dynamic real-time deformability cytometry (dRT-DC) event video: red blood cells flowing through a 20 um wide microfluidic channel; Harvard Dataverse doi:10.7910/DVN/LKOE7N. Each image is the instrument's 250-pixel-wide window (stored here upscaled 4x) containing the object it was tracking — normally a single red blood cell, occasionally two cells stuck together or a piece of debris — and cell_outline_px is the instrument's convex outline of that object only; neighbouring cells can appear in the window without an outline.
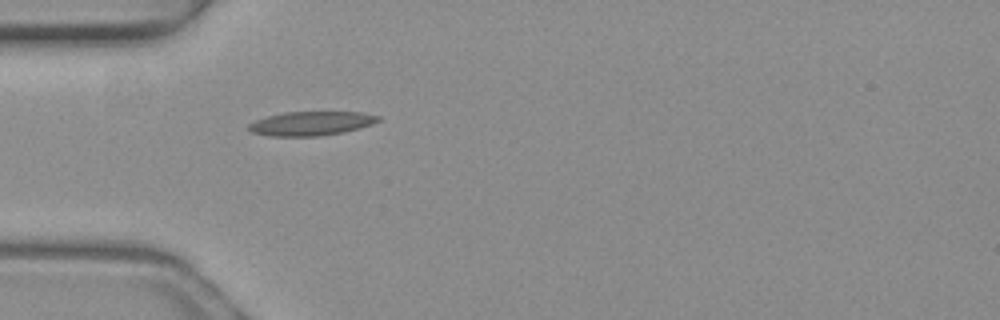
{"species": "common noctule bat (a hibernating species)", "species_latin": "Nyctalus noctula", "temperature_condition": "warm", "stored_images_in_passage": 11, "camera_frame_rate_fps": 3000, "um_per_image_px": 0.085, "animal": {"sex": "female", "body_mass_g": 19.3, "forearm_length_mm": 54.1}, "frame": {"image": 1, "passage_image": 1, "time_ms": 0.0, "image_size_px": [1000, 320], "cell_outline_px": [[380, 120], [372, 124], [360, 128], [344, 132], [316, 136], [272, 136], [252, 132], [248, 128], [248, 124], [256, 120], [268, 116], [284, 112], [360, 112], [380, 116]], "centroid_in_image_um": [26.46, 10.49], "position_along_channel_um": 58.5, "area_um2": 18.03}}
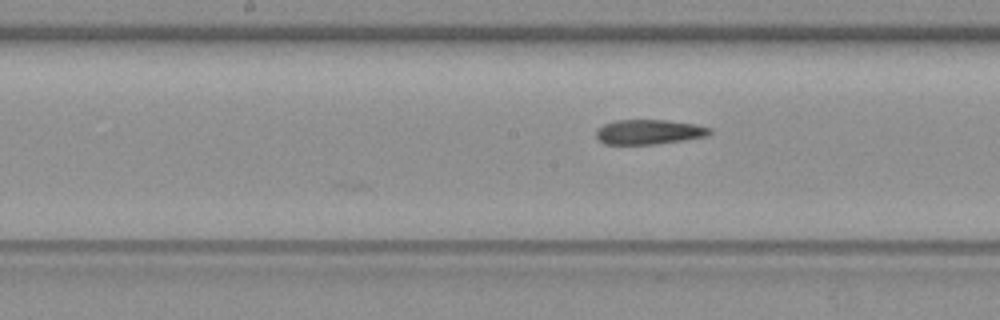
{"frame": {"image": 2, "passage_image": 11, "time_ms": 3.333, "image_size_px": [1000, 320], "cell_outline_px": [[712, 132], [708, 136], [684, 140], [652, 144], [604, 144], [596, 136], [596, 132], [604, 124], [616, 120], [668, 120], [696, 124], [712, 128]], "centroid_in_image_um": [55.21, 11.21], "position_along_channel_um": 193.0, "area_um2": 16.36}}